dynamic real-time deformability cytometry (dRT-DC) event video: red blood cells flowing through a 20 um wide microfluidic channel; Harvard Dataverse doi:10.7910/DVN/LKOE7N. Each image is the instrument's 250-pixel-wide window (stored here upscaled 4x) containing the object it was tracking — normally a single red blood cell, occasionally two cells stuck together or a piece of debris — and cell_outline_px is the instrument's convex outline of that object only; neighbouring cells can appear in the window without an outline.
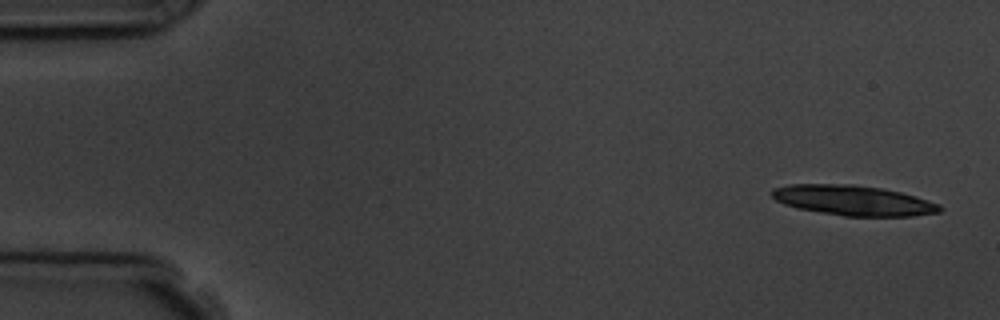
{"species": "common noctule bat (a hibernating species)", "species_latin": "Nyctalus noctula", "temperature_condition": "room temperature", "stored_images_in_passage": 4, "camera_frame_rate_fps": 3000, "um_per_image_px": 0.085, "animal": {"sex": "male", "body_mass_g": 19.5, "forearm_length_mm": 54.6}, "frame": {"image": 1, "passage_image": 1, "time_ms": 0.0, "image_size_px": [1000, 320], "cell_outline_px": [[944, 208], [940, 212], [912, 216], [844, 216], [796, 208], [784, 204], [776, 200], [772, 196], [772, 188], [788, 184], [852, 184], [880, 188], [900, 192], [916, 196], [940, 204]], "centroid_in_image_um": [72.53, 17.03], "position_along_channel_um": 12.5, "area_um2": 29.54}}